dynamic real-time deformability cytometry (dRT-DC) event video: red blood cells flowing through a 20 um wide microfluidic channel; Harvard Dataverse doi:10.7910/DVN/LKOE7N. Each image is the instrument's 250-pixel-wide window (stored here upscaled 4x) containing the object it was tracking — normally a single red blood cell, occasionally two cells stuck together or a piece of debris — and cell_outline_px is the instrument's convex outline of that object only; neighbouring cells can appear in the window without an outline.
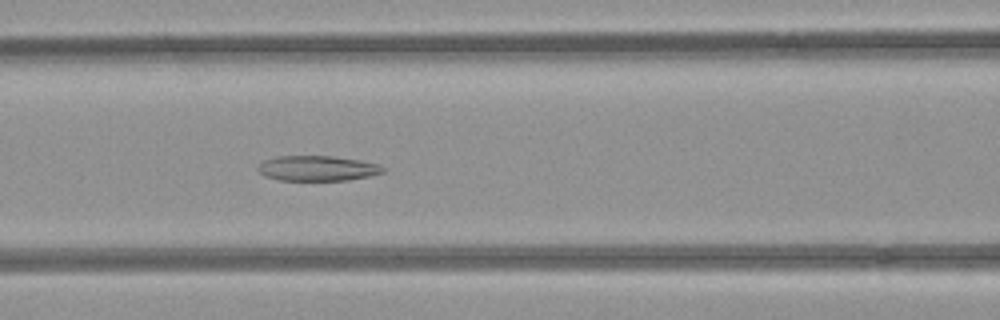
{"species": "common noctule bat (a hibernating species)", "species_latin": "Nyctalus noctula", "temperature_condition": "room temperature", "stored_images_in_passage": 53, "camera_frame_rate_fps": 3000, "um_per_image_px": 0.085, "animal": {"sex": "female", "body_mass_g": 21.9}, "frame": {"image": 1, "passage_image": 23, "time_ms": 7.333, "image_size_px": [1000, 320], "cell_outline_px": [[388, 168], [384, 172], [368, 176], [348, 180], [280, 180], [264, 176], [256, 168], [264, 160], [276, 156], [332, 156], [360, 160], [380, 164]], "centroid_in_image_um": [27.01, 14.3], "position_along_channel_um": 139.6, "area_um2": 18.44}}
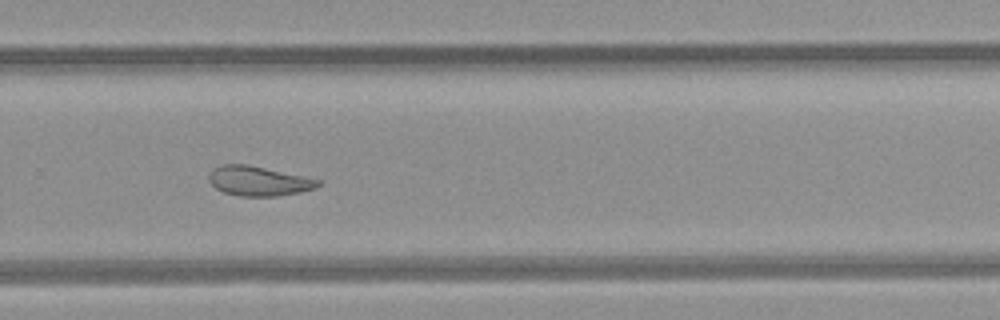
{"frame": {"image": 2, "passage_image": 36, "time_ms": 11.667, "image_size_px": [1000, 320], "cell_outline_px": [[320, 184], [316, 188], [300, 192], [276, 196], [240, 196], [224, 192], [216, 188], [208, 180], [208, 176], [212, 168], [220, 164], [244, 164], [304, 176], [320, 180]], "centroid_in_image_um": [21.95, 15.38], "position_along_channel_um": 307.9, "area_um2": 18.73}}
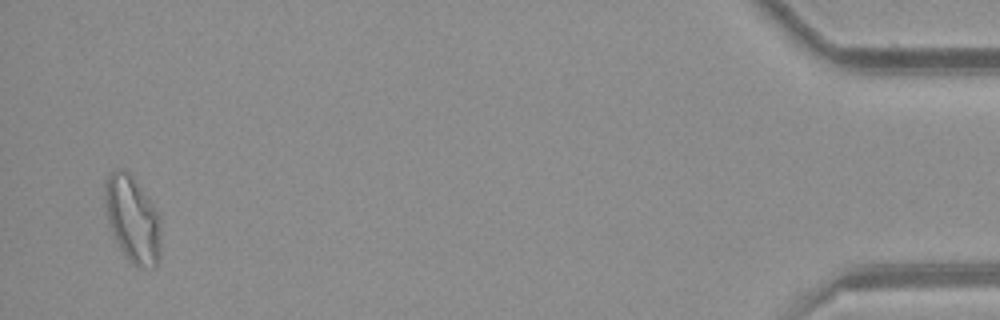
{"frame": {"image": 3, "passage_image": 52, "time_ms": 17.0, "image_size_px": [1000, 320], "cell_outline_px": [[160, 256], [156, 268], [152, 268], [132, 264], [128, 260], [120, 248], [112, 232], [108, 220], [104, 196], [104, 188], [108, 176], [116, 168], [124, 168], [132, 176], [160, 212]], "centroid_in_image_um": [11.29, 18.62], "position_along_channel_um": 423.9, "area_um2": 28.32}, "authors_computed_cell_mechanics": {"area_um2": 22.4842, "velocity_mm_per_s": 3.8889, "shape_relaxation_time_tau1_ms": null, "shape_relaxation_time_tau2_ms": 5.2696, "deformation_change_tau1": null, "deformation_change_tau2": 0.1265}}